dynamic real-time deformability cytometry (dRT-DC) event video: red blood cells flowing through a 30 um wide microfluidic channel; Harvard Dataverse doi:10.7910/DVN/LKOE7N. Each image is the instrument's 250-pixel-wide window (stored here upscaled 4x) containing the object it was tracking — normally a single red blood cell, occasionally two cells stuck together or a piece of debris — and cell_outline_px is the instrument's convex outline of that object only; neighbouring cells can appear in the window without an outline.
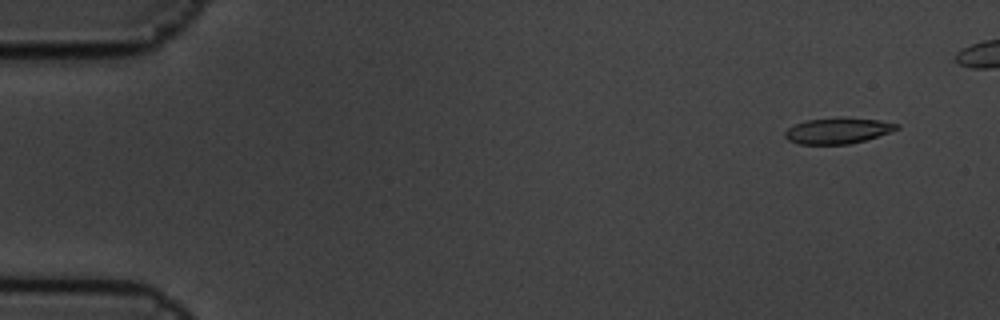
{"species": "common noctule bat (a hibernating species)", "species_latin": "Nyctalus noctula", "temperature_condition": "cold", "stored_images_in_passage": 6, "camera_frame_rate_fps": 3000, "um_per_image_px": 0.085, "animal": {"sex": "male", "body_mass_g": 19.5, "forearm_length_mm": 54.6}, "frame": {"image": 1, "passage_image": 1, "time_ms": 0.0, "image_size_px": [1000, 320], "cell_outline_px": [[900, 128], [864, 140], [848, 144], [796, 144], [788, 140], [784, 136], [784, 132], [788, 128], [804, 120], [840, 116], [844, 116], [880, 120], [900, 124]], "centroid_in_image_um": [71.18, 11.08], "position_along_channel_um": 13.8, "area_um2": 17.11}}